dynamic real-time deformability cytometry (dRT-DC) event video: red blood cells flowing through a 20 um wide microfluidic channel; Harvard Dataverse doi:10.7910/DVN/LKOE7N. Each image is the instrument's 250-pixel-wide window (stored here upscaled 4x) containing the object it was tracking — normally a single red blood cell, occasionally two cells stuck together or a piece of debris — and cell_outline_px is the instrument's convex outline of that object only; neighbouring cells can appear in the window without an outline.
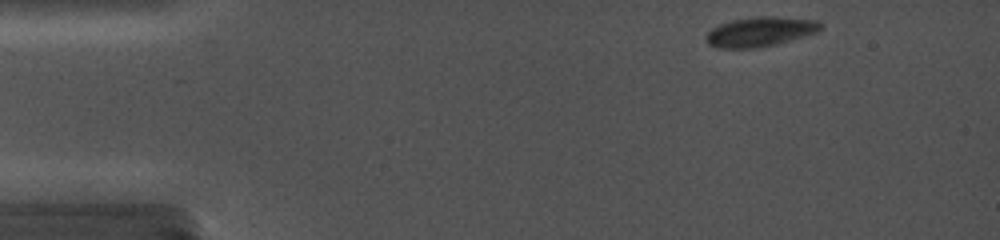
{"species": "common noctule bat (a hibernating species)", "species_latin": "Nyctalus noctula", "temperature_condition": "cold", "stored_images_in_passage": 40, "camera_frame_rate_fps": 5000, "um_per_image_px": 0.085, "animal": {"sex": "female", "body_mass_g": 19.0, "forearm_length_mm": 56.7}, "frame": {"image": 1, "passage_image": 1, "time_ms": 0.0, "image_size_px": [1000, 240], "cell_outline_px": [[824, 24], [816, 32], [776, 44], [756, 48], [716, 48], [708, 44], [704, 36], [712, 28], [720, 24], [732, 20], [756, 16], [772, 16], [816, 20]], "centroid_in_image_um": [64.57, 2.69], "position_along_channel_um": 20.4, "area_um2": 19.71}}
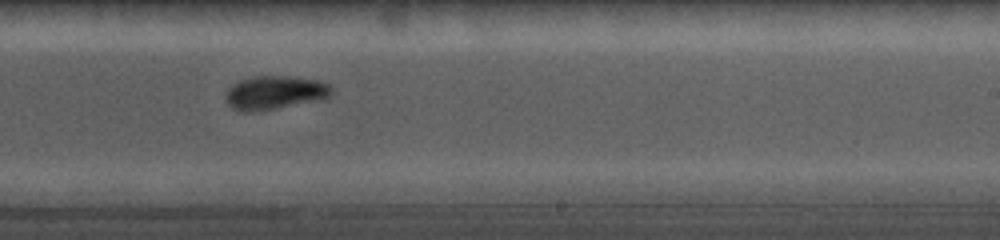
{"frame": {"image": 2, "passage_image": 24, "time_ms": 8.8, "image_size_px": [1000, 240], "cell_outline_px": [[332, 92], [324, 100], [252, 112], [232, 108], [224, 100], [224, 92], [232, 84], [240, 80], [252, 76], [292, 76], [320, 80], [328, 84], [332, 88]], "centroid_in_image_um": [23.35, 7.86], "position_along_channel_um": 265.6, "area_um2": 21.04}}
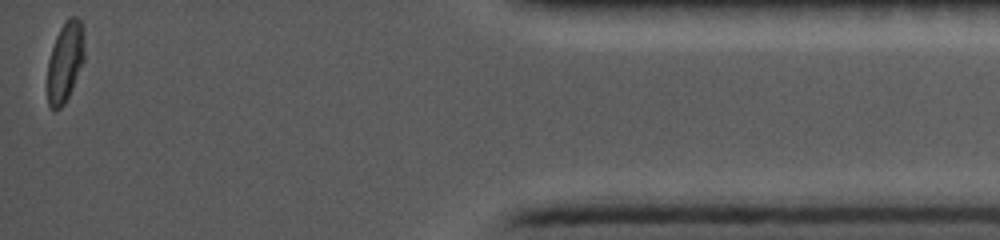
{"frame": {"image": 3, "passage_image": 40, "time_ms": 14.4, "image_size_px": [1000, 240], "cell_outline_px": [[84, 60], [72, 88], [64, 104], [56, 112], [52, 112], [48, 104], [48, 60], [56, 36], [60, 28], [68, 16], [76, 16], [80, 20], [84, 28]], "centroid_in_image_um": [5.54, 5.24], "position_along_channel_um": 429.7, "area_um2": 17.46}}